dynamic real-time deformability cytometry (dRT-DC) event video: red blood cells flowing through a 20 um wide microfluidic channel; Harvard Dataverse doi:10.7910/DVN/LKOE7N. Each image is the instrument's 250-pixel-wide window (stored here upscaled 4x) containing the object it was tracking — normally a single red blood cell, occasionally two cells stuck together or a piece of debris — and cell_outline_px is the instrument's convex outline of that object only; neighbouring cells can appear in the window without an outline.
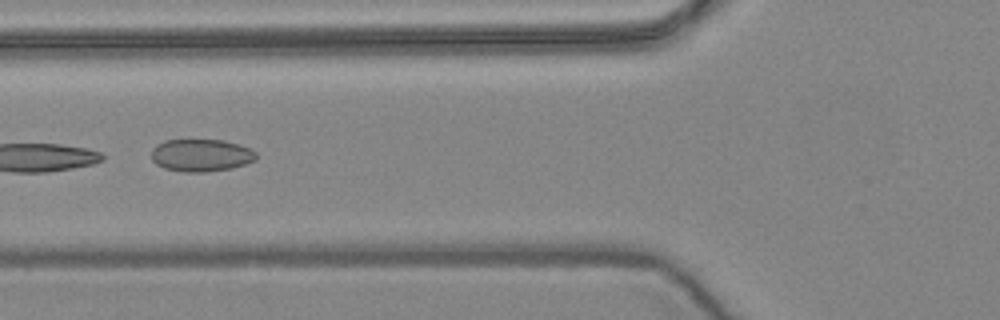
{"species": "common noctule bat (a hibernating species)", "species_latin": "Nyctalus noctula", "temperature_condition": "warm", "stored_images_in_passage": 10, "camera_frame_rate_fps": 3000, "um_per_image_px": 0.085, "animal": {"sex": "female", "body_mass_g": 24.6, "forearm_length_mm": 56.2}, "frame": {"image": 1, "passage_image": 6, "time_ms": 1.667, "image_size_px": [1000, 320], "cell_outline_px": [[256, 160], [232, 168], [204, 172], [184, 172], [164, 168], [156, 164], [152, 160], [152, 148], [164, 140], [224, 140], [240, 144], [256, 152]], "centroid_in_image_um": [17.09, 13.19], "position_along_channel_um": 108.7, "area_um2": 19.83}}
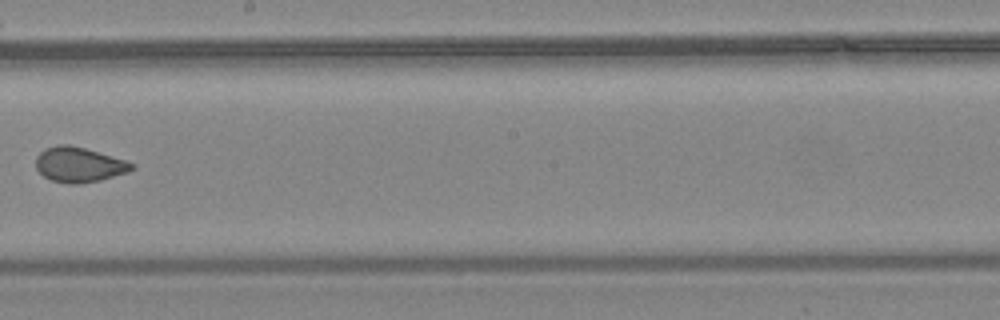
{"frame": {"image": 2, "passage_image": 9, "time_ms": 2.667, "image_size_px": [1000, 320], "cell_outline_px": [[136, 168], [128, 172], [100, 180], [80, 184], [68, 184], [52, 180], [44, 176], [36, 168], [36, 156], [44, 148], [60, 144], [68, 144], [84, 148], [124, 160], [136, 164]], "centroid_in_image_um": [6.71, 14.0], "position_along_channel_um": 241.5, "area_um2": 19.54}}
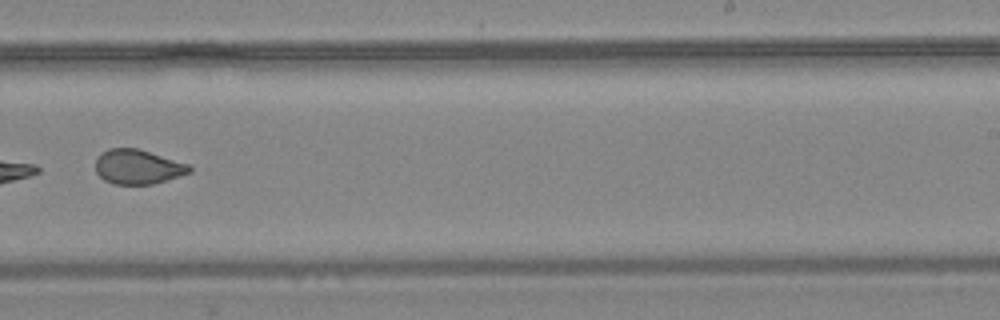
{"frame": {"image": 3, "passage_image": 10, "time_ms": 3.0, "image_size_px": [1000, 320], "cell_outline_px": [[192, 172], [180, 176], [152, 184], [116, 184], [104, 180], [96, 172], [96, 160], [108, 148], [136, 148], [188, 164], [192, 168]], "centroid_in_image_um": [11.73, 14.19], "position_along_channel_um": 277.3, "area_um2": 18.61}}